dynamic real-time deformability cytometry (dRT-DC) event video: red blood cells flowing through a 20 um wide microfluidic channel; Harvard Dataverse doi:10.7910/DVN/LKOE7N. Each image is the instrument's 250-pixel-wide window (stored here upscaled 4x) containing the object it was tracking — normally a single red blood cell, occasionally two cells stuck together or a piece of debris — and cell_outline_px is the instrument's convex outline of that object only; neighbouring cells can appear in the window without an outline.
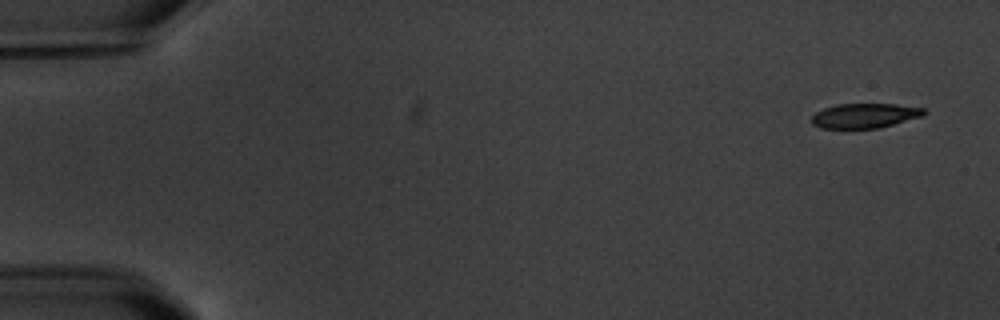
{"species": "common noctule bat (a hibernating species)", "species_latin": "Nyctalus noctula", "temperature_condition": "warm", "stored_images_in_passage": 5, "camera_frame_rate_fps": 3000, "um_per_image_px": 0.085, "animal": {"sex": "male", "body_mass_g": 20.1, "forearm_length_mm": 53.5}, "frame": {"image": 1, "passage_image": 1, "time_ms": 0.0, "image_size_px": [1000, 320], "cell_outline_px": [[928, 112], [924, 116], [880, 128], [820, 128], [812, 124], [812, 116], [816, 112], [824, 108], [836, 104], [896, 104], [924, 108]], "centroid_in_image_um": [73.54, 9.83], "position_along_channel_um": 11.5, "area_um2": 16.3}}
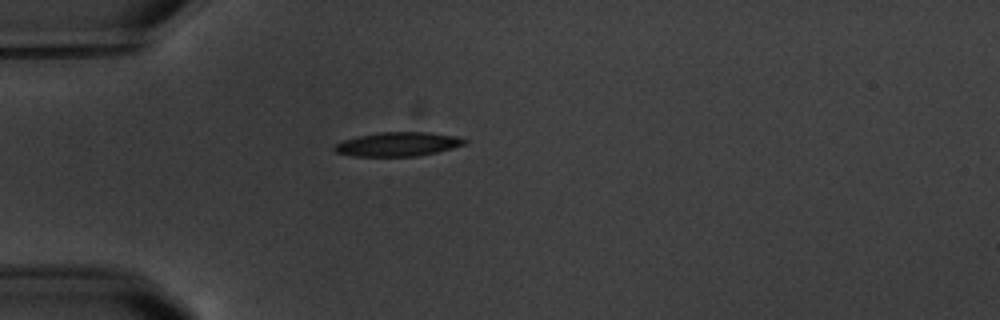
{"frame": {"image": 2, "passage_image": 5, "time_ms": 4.667, "image_size_px": [1000, 320], "cell_outline_px": [[468, 140], [464, 144], [452, 148], [436, 152], [416, 156], [352, 156], [336, 152], [332, 148], [336, 144], [344, 140], [356, 136], [380, 132], [428, 132], [456, 136]], "centroid_in_image_um": [33.8, 12.25], "position_along_channel_um": 51.2, "area_um2": 18.15}}